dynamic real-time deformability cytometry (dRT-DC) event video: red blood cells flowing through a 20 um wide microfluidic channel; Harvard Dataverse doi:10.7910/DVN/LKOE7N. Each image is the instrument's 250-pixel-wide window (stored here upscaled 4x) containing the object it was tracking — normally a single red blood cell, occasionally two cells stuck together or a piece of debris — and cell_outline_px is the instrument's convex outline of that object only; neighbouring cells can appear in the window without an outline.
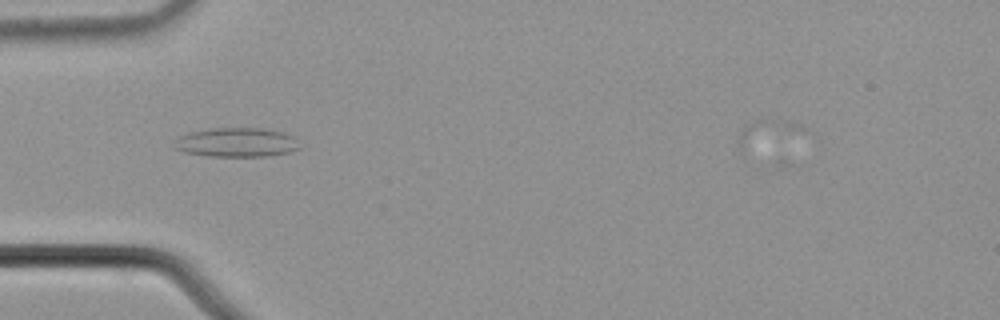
{"species": "common noctule bat (a hibernating species)", "species_latin": "Nyctalus noctula", "temperature_condition": "cold", "stored_images_in_passage": 3, "camera_frame_rate_fps": 3000, "um_per_image_px": 0.085, "animal": {"sex": "male", "body_mass_g": 21.5, "forearm_length_mm": 52.0}, "frame": {"image": 1, "passage_image": 2, "time_ms": 0.333, "image_size_px": [1000, 320], "cell_outline_px": [[300, 148], [292, 152], [268, 156], [208, 156], [184, 152], [176, 148], [172, 140], [176, 136], [188, 132], [208, 128], [264, 128], [284, 132], [296, 136]], "centroid_in_image_um": [20.1, 12.09], "position_along_channel_um": 64.9, "area_um2": 21.85}}